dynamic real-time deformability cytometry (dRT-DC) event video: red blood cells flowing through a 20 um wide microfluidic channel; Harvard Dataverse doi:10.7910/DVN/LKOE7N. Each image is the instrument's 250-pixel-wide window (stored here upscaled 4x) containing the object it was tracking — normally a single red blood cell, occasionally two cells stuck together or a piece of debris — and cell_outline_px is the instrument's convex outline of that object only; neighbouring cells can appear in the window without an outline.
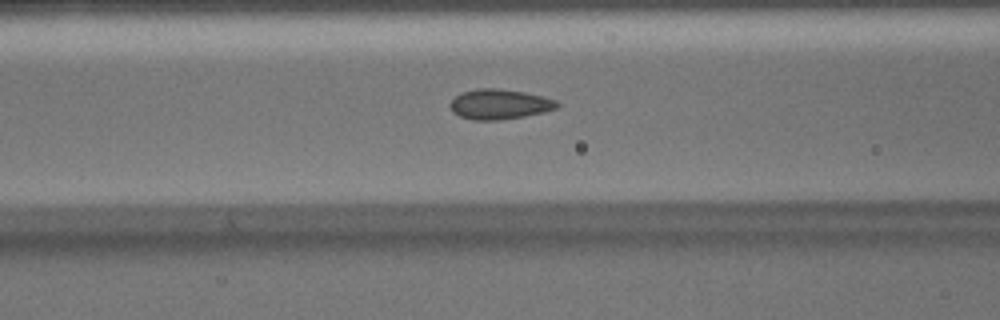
{"species": "Egyptian fruit bat (a non-hibernating species)", "species_latin": "Rousettus aegyptiacus", "temperature_condition": "warm", "stored_images_in_passage": 35, "camera_frame_rate_fps": 3000, "um_per_image_px": 0.085, "animal": {"sex": "male"}, "frame": {"image": 1, "passage_image": 14, "time_ms": 4.333, "image_size_px": [1000, 320], "cell_outline_px": [[560, 104], [556, 108], [544, 112], [524, 116], [500, 120], [472, 120], [460, 116], [452, 112], [448, 104], [460, 92], [476, 88], [496, 88], [524, 92], [544, 96], [556, 100]], "centroid_in_image_um": [42.43, 8.85], "position_along_channel_um": 124.2, "area_um2": 18.9}}
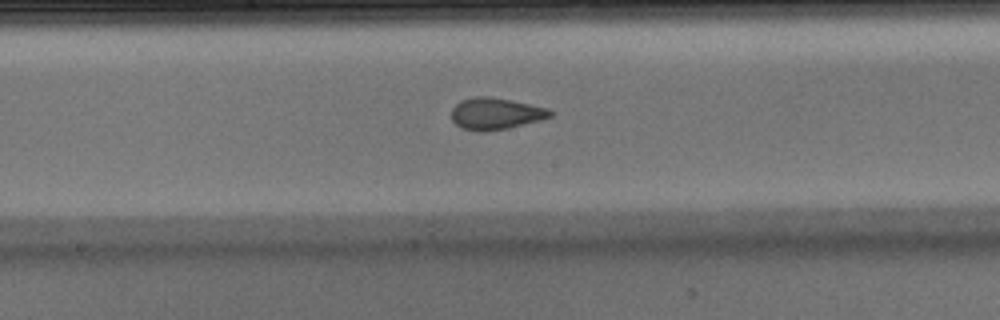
{"frame": {"image": 2, "passage_image": 20, "time_ms": 6.333, "image_size_px": [1000, 320], "cell_outline_px": [[552, 116], [540, 120], [508, 128], [484, 132], [476, 132], [460, 128], [452, 120], [452, 108], [460, 100], [476, 96], [488, 96], [512, 100], [548, 108], [552, 112]], "centroid_in_image_um": [42.1, 9.66], "position_along_channel_um": 206.1, "area_um2": 18.38}}
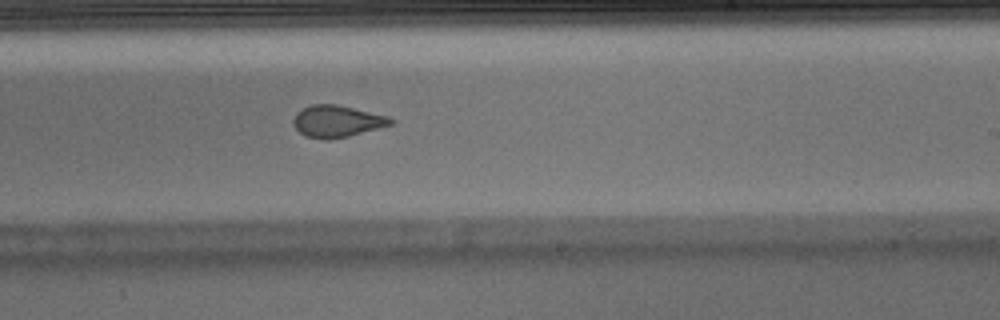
{"frame": {"image": 3, "passage_image": 24, "time_ms": 7.667, "image_size_px": [1000, 320], "cell_outline_px": [[396, 124], [348, 136], [328, 140], [308, 136], [300, 132], [292, 124], [292, 120], [296, 112], [312, 104], [336, 104], [388, 116], [396, 120]], "centroid_in_image_um": [28.68, 10.3], "position_along_channel_um": 260.3, "area_um2": 18.09}}